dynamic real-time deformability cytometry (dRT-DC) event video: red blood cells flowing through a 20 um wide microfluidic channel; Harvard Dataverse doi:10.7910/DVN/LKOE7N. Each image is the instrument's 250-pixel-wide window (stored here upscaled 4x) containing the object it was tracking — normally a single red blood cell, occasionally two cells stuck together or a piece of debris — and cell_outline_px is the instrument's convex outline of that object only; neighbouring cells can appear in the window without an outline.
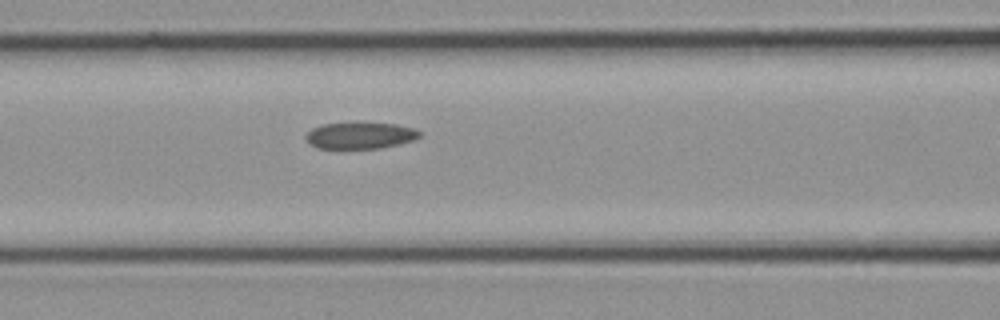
{"species": "common noctule bat (a hibernating species)", "species_latin": "Nyctalus noctula", "temperature_condition": "cold", "stored_images_in_passage": 14, "camera_frame_rate_fps": 3000, "um_per_image_px": 0.085, "animal": {"sex": "female", "body_mass_g": 21.9}, "frame": {"image": 1, "passage_image": 8, "time_ms": 2.333, "image_size_px": [1000, 320], "cell_outline_px": [[420, 136], [412, 140], [400, 144], [380, 148], [316, 148], [308, 144], [304, 136], [312, 128], [324, 124], [356, 120], [360, 120], [396, 124], [416, 128], [420, 132]], "centroid_in_image_um": [30.6, 11.47], "position_along_channel_um": 136.0, "area_um2": 18.38}}
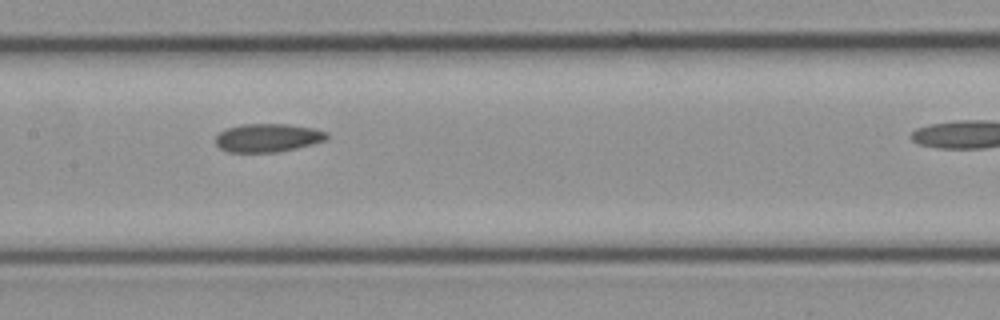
{"frame": {"image": 2, "passage_image": 10, "time_ms": 3.0, "image_size_px": [1000, 320], "cell_outline_px": [[328, 136], [324, 140], [312, 144], [296, 148], [276, 152], [228, 152], [220, 148], [216, 144], [216, 136], [220, 132], [228, 128], [240, 124], [288, 124], [312, 128], [328, 132]], "centroid_in_image_um": [22.75, 11.71], "position_along_channel_um": 184.7, "area_um2": 18.26}}